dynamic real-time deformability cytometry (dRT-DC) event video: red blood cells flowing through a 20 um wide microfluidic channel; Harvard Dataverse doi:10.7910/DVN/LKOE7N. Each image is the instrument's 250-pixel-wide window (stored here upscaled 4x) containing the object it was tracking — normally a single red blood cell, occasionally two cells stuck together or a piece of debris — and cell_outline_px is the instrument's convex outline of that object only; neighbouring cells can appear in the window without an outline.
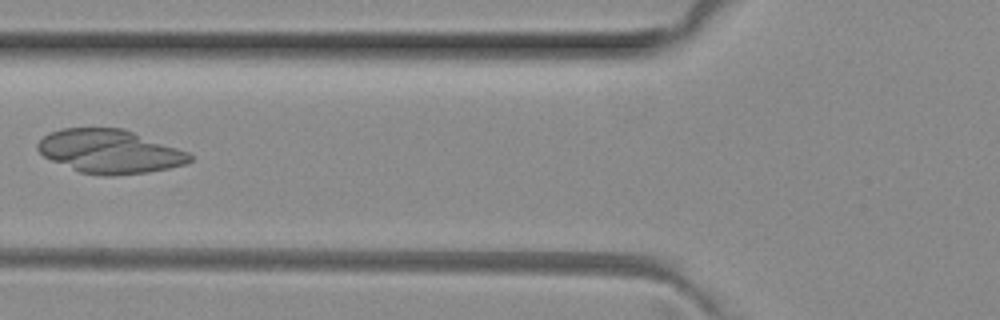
{"species": "common noctule bat (a hibernating species)", "species_latin": "Nyctalus noctula", "temperature_condition": "room temperature", "stored_images_in_passage": 4, "camera_frame_rate_fps": 3000, "um_per_image_px": 0.085, "animal": {"sex": "female", "body_mass_g": 29.2, "forearm_length_mm": 56.3}, "frame": {"image": 1, "passage_image": 4, "time_ms": 1.0, "image_size_px": [1000, 320], "cell_outline_px": [[192, 160], [184, 164], [168, 168], [148, 172], [108, 176], [100, 176], [80, 172], [52, 160], [44, 156], [36, 148], [36, 144], [44, 136], [52, 132], [64, 128], [124, 128], [188, 152], [192, 156]], "centroid_in_image_um": [9.32, 12.87], "position_along_channel_um": 116.5, "area_um2": 38.44}}